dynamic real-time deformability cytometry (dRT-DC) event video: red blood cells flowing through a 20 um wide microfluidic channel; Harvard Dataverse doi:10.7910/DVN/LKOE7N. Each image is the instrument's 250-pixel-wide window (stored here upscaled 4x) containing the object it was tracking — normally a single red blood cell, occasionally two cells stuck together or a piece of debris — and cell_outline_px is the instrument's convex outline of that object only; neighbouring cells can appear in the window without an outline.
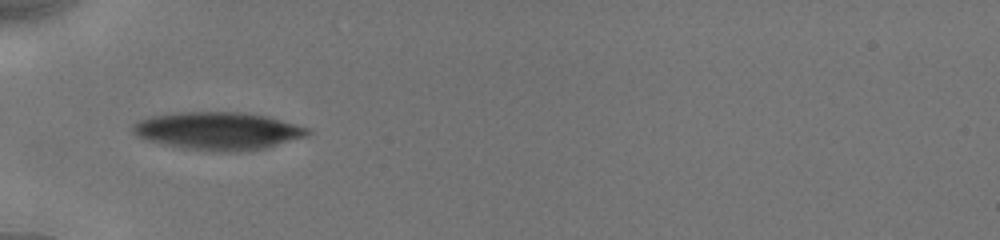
{"species": "human", "species_latin": "Homo sapiens", "temperature_condition": "cold", "stored_images_in_passage": 2, "camera_frame_rate_fps": 3000, "um_per_image_px": 0.085, "donor": {"sex": "male"}, "frame": {"image": 1, "passage_image": 1, "time_ms": 0.0, "image_size_px": [1000, 240], "cell_outline_px": [[312, 132], [308, 136], [264, 148], [240, 152], [208, 152], [180, 148], [148, 140], [136, 136], [132, 132], [132, 124], [140, 120], [152, 116], [176, 112], [240, 112], [268, 116], [308, 128]], "centroid_in_image_um": [18.52, 11.14], "position_along_channel_um": 66.5, "area_um2": 38.73}}